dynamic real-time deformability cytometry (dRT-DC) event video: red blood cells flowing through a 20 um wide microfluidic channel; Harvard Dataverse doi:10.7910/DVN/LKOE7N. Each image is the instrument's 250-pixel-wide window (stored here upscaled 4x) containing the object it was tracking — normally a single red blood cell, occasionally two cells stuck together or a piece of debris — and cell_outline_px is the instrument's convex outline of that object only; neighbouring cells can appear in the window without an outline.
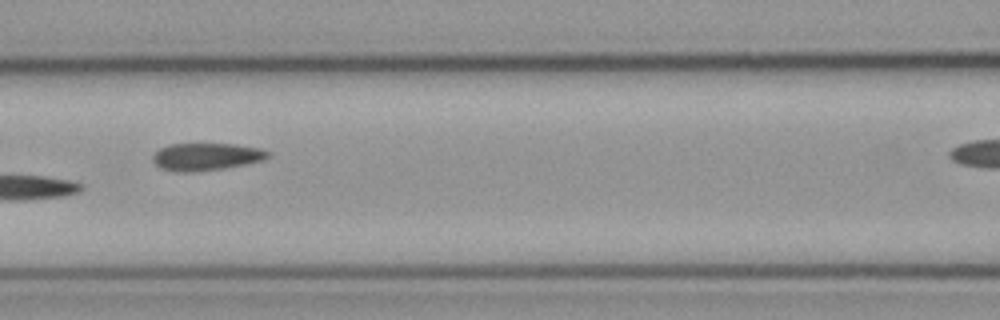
{"species": "common noctule bat (a hibernating species)", "species_latin": "Nyctalus noctula", "temperature_condition": "cold", "stored_images_in_passage": 7, "camera_frame_rate_fps": 3000, "um_per_image_px": 0.085, "animal": {"sex": "male", "body_mass_g": 23.1, "forearm_length_mm": 52.7}, "frame": {"image": 1, "passage_image": 6, "time_ms": 1.667, "image_size_px": [1000, 320], "cell_outline_px": [[268, 156], [264, 160], [224, 168], [188, 172], [176, 172], [160, 168], [152, 160], [152, 156], [160, 148], [168, 144], [236, 144], [260, 148], [268, 152]], "centroid_in_image_um": [17.49, 13.31], "position_along_channel_um": 149.1, "area_um2": 18.26}}